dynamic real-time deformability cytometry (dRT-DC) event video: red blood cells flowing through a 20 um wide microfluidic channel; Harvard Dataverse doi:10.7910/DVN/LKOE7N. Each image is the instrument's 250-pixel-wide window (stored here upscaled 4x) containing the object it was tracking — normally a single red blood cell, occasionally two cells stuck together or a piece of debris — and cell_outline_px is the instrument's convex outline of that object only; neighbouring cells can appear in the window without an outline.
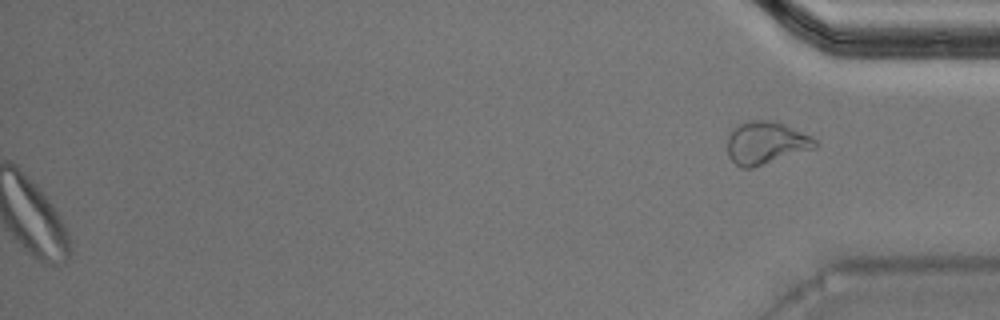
{"species": "Egyptian fruit bat (a non-hibernating species)", "species_latin": "Rousettus aegyptiacus", "temperature_condition": "warm", "stored_images_in_passage": 35, "segment_of_instrument_passage": [2, 2], "camera_frame_rate_fps": 3000, "um_per_image_px": 0.085, "animal": {"sex": "male"}, "frame": {"image": 1, "passage_image": 35, "time_ms": 11.333, "image_size_px": [1000, 320], "cell_outline_px": [[816, 148], [752, 168], [740, 168], [728, 156], [728, 132], [732, 128], [748, 120], [772, 120], [812, 136], [816, 140]], "centroid_in_image_um": [65.08, 12.15], "position_along_channel_um": 370.1, "area_um2": 21.79}}